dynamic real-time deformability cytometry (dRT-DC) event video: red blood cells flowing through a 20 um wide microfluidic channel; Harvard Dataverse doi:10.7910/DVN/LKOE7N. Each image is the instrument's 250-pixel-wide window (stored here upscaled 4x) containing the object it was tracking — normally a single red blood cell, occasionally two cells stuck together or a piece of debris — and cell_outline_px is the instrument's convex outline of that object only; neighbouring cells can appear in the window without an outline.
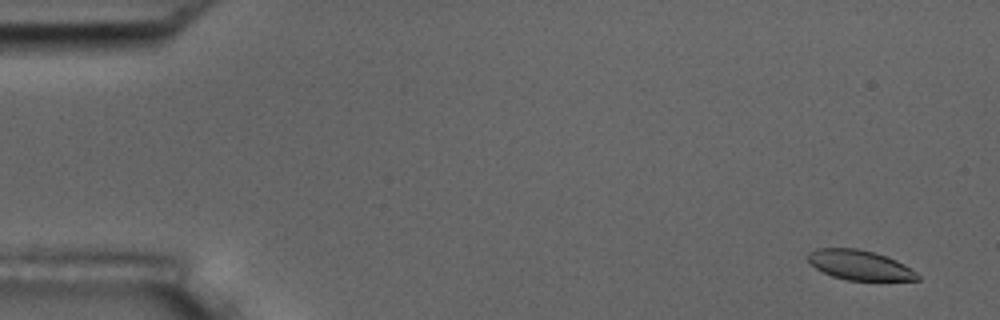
{"species": "common noctule bat (a hibernating species)", "species_latin": "Nyctalus noctula", "temperature_condition": "room temperature", "stored_images_in_passage": 5, "camera_frame_rate_fps": 3000, "um_per_image_px": 0.085, "animal": {"sex": "male", "body_mass_g": 17.5, "forearm_length_mm": 52.3}, "frame": {"image": 1, "passage_image": 1, "time_ms": 0.0, "image_size_px": [1000, 320], "cell_outline_px": [[920, 280], [848, 280], [832, 276], [816, 268], [808, 260], [808, 252], [816, 248], [856, 248], [872, 252], [896, 260], [904, 264], [916, 272], [920, 276]], "centroid_in_image_um": [73.07, 22.53], "position_along_channel_um": 11.9, "area_um2": 18.79}}
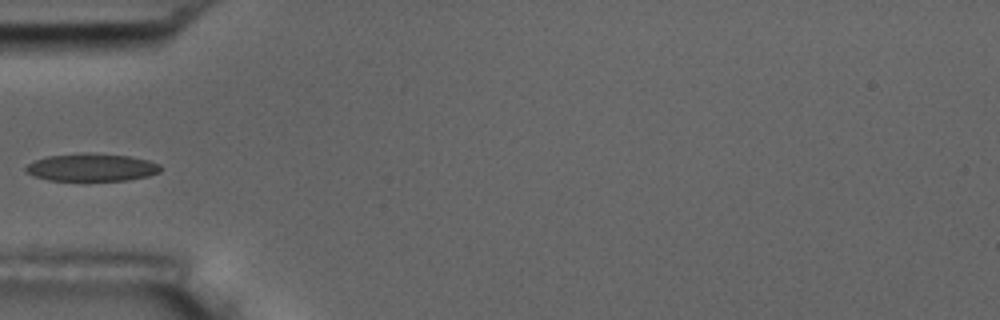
{"frame": {"image": 2, "passage_image": 5, "time_ms": 5.333, "image_size_px": [1000, 320], "cell_outline_px": [[160, 172], [148, 176], [128, 180], [48, 180], [32, 176], [24, 172], [24, 168], [28, 164], [36, 160], [48, 156], [80, 152], [84, 152], [128, 156], [148, 160], [160, 164]], "centroid_in_image_um": [7.75, 14.22], "position_along_channel_um": 77.2, "area_um2": 21.79}}